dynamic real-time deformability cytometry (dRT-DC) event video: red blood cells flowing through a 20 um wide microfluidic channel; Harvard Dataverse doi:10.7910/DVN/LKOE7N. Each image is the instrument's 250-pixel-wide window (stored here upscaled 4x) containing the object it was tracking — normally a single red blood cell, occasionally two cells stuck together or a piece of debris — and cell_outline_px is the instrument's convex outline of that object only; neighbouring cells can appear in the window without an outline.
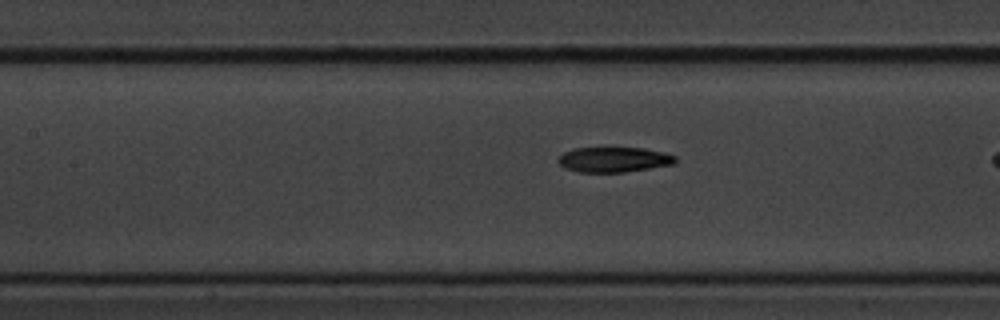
{"species": "common noctule bat (a hibernating species)", "species_latin": "Nyctalus noctula", "temperature_condition": "cold", "stored_images_in_passage": 25, "camera_frame_rate_fps": 3000, "um_per_image_px": 0.085, "animal": {"sex": "male", "body_mass_g": 20.1, "forearm_length_mm": 53.5}, "frame": {"image": 1, "passage_image": 22, "time_ms": 7.0, "image_size_px": [1000, 320], "cell_outline_px": [[676, 160], [672, 164], [624, 172], [580, 172], [564, 168], [556, 160], [564, 152], [572, 148], [608, 144], [644, 148], [664, 152], [676, 156]], "centroid_in_image_um": [52.12, 13.49], "position_along_channel_um": 155.3, "area_um2": 18.09}}